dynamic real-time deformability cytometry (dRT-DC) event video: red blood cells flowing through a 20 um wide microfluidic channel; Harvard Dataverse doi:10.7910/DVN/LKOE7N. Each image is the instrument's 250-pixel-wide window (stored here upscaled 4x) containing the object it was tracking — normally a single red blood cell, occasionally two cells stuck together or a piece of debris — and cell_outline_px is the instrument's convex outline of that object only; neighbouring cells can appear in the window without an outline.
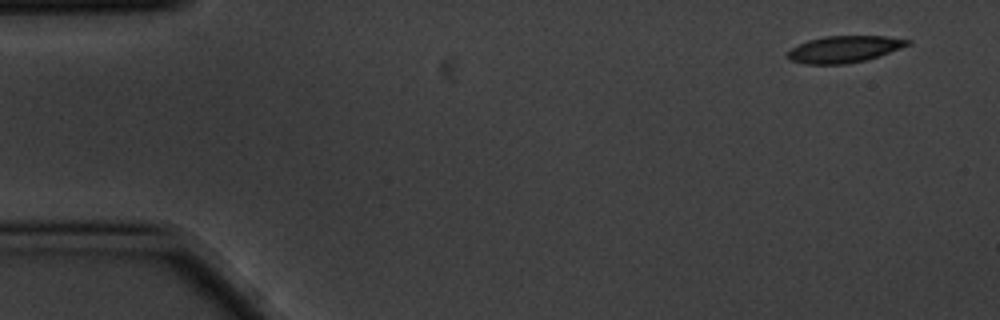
{"species": "common noctule bat (a hibernating species)", "species_latin": "Nyctalus noctula", "temperature_condition": "cold", "stored_images_in_passage": 3, "camera_frame_rate_fps": 3000, "um_per_image_px": 0.085, "animal": {"sex": "male", "body_mass_g": 20.1, "forearm_length_mm": 53.5}, "frame": {"image": 1, "passage_image": 1, "time_ms": 0.0, "image_size_px": [1000, 320], "cell_outline_px": [[912, 40], [908, 44], [888, 52], [864, 60], [848, 64], [804, 64], [792, 60], [788, 56], [788, 52], [792, 48], [808, 40], [824, 36], [884, 36]], "centroid_in_image_um": [71.72, 4.18], "position_along_channel_um": 13.3, "area_um2": 18.21}}